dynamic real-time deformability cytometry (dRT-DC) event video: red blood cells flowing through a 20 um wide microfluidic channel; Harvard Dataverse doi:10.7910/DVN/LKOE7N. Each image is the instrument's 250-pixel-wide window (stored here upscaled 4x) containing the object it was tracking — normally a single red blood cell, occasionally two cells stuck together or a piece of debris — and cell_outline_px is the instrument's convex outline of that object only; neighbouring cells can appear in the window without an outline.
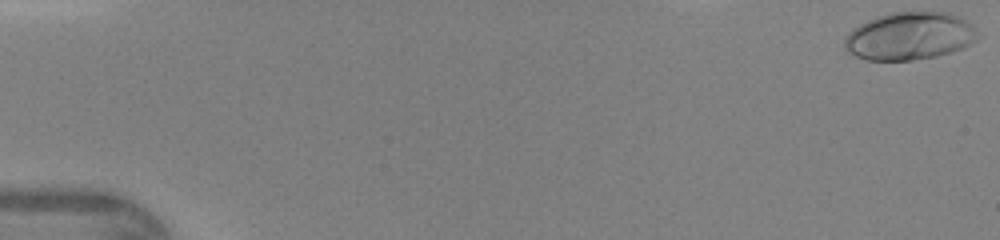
{"species": "human", "species_latin": "Homo sapiens", "temperature_condition": "warm", "stored_images_in_passage": 33, "camera_frame_rate_fps": 3000, "um_per_image_px": 0.085, "donor": {"sex": "female"}, "frame": {"image": 1, "passage_image": 1, "time_ms": 0.0, "image_size_px": [1000, 240], "cell_outline_px": [[984, 36], [952, 52], [936, 56], [912, 60], [864, 60], [848, 52], [844, 48], [844, 40], [848, 32], [852, 28], [868, 20], [880, 16], [896, 12], [940, 12], [956, 16], [972, 24]], "centroid_in_image_um": [77.32, 3.08], "position_along_channel_um": 7.7, "area_um2": 36.99}}
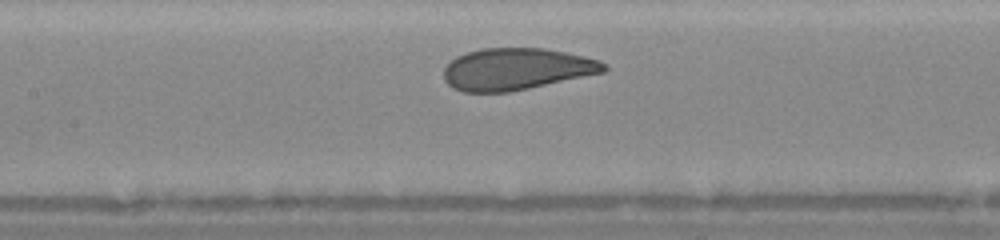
{"frame": {"image": 2, "passage_image": 17, "time_ms": 5.333, "image_size_px": [1000, 240], "cell_outline_px": [[608, 68], [604, 72], [528, 88], [508, 92], [460, 92], [452, 88], [444, 80], [444, 68], [456, 56], [480, 48], [544, 48], [584, 56], [600, 60]], "centroid_in_image_um": [43.86, 5.87], "position_along_channel_um": 163.5, "area_um2": 38.9}}
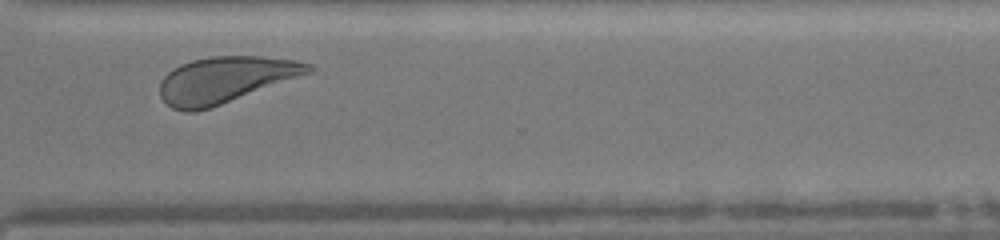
{"frame": {"image": 3, "passage_image": 30, "time_ms": 9.667, "image_size_px": [1000, 240], "cell_outline_px": [[316, 68], [312, 72], [220, 104], [196, 112], [184, 112], [172, 108], [160, 96], [160, 80], [172, 68], [180, 64], [192, 60], [212, 56], [260, 56], [296, 60], [312, 64]], "centroid_in_image_um": [19.13, 6.76], "position_along_channel_um": 351.5, "area_um2": 39.77}}